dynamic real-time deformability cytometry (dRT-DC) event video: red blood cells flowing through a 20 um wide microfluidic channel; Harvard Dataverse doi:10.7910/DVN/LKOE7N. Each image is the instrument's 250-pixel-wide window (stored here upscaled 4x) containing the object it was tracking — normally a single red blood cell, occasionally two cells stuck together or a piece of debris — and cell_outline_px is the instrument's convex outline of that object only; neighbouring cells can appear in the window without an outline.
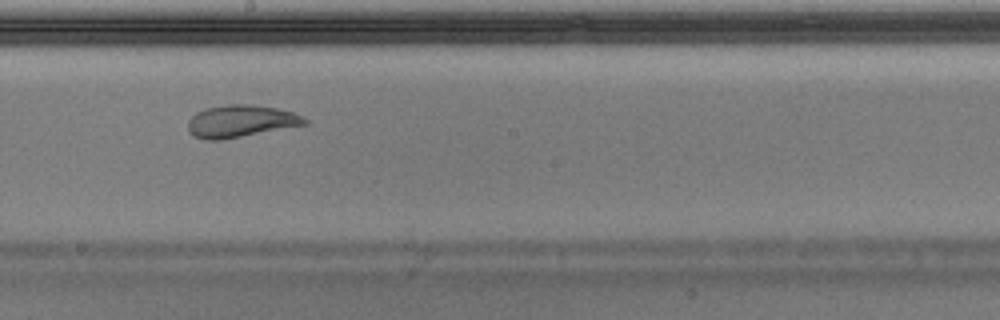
{"species": "Egyptian fruit bat (a non-hibernating species)", "species_latin": "Rousettus aegyptiacus", "temperature_condition": "warm", "stored_images_in_passage": 47, "camera_frame_rate_fps": 3000, "um_per_image_px": 0.085, "animal": {"sex": "male"}, "frame": {"image": 1, "passage_image": 25, "time_ms": 8.0, "image_size_px": [1000, 320], "cell_outline_px": [[308, 124], [220, 140], [208, 140], [192, 136], [188, 132], [188, 120], [196, 112], [204, 108], [228, 104], [248, 104], [276, 108], [292, 112], [308, 120]], "centroid_in_image_um": [20.41, 10.3], "position_along_channel_um": 227.8, "area_um2": 21.85}}
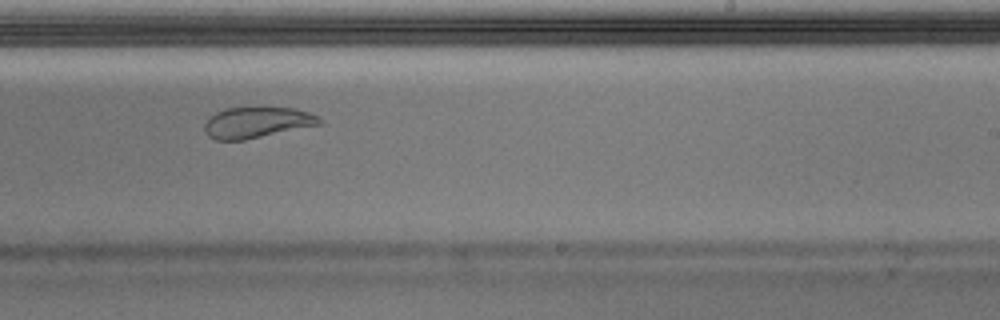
{"frame": {"image": 2, "passage_image": 28, "time_ms": 9.0, "image_size_px": [1000, 320], "cell_outline_px": [[324, 124], [244, 140], [216, 140], [208, 136], [204, 128], [204, 124], [208, 116], [224, 108], [260, 104], [296, 108], [320, 116], [324, 120]], "centroid_in_image_um": [21.88, 10.35], "position_along_channel_um": 267.1, "area_um2": 22.02}}
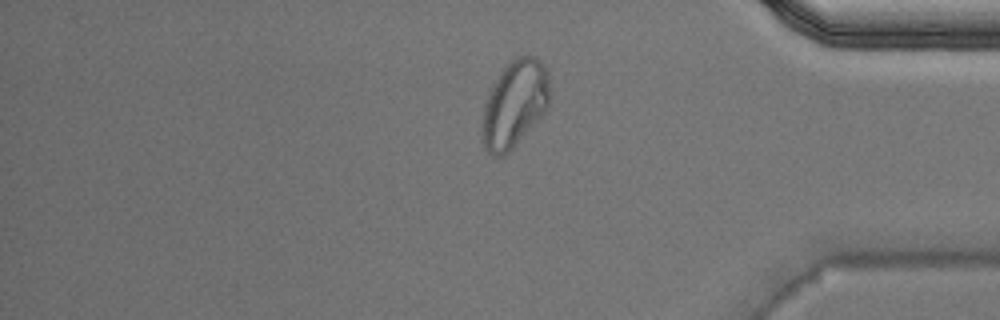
{"frame": {"image": 3, "passage_image": 39, "time_ms": 12.667, "image_size_px": [1000, 320], "cell_outline_px": [[552, 88], [548, 108], [512, 148], [504, 156], [492, 156], [484, 148], [480, 140], [480, 128], [484, 108], [488, 92], [492, 84], [500, 72], [516, 56], [536, 56], [544, 64], [548, 72]], "centroid_in_image_um": [43.74, 8.83], "position_along_channel_um": 391.5, "area_um2": 34.8}}